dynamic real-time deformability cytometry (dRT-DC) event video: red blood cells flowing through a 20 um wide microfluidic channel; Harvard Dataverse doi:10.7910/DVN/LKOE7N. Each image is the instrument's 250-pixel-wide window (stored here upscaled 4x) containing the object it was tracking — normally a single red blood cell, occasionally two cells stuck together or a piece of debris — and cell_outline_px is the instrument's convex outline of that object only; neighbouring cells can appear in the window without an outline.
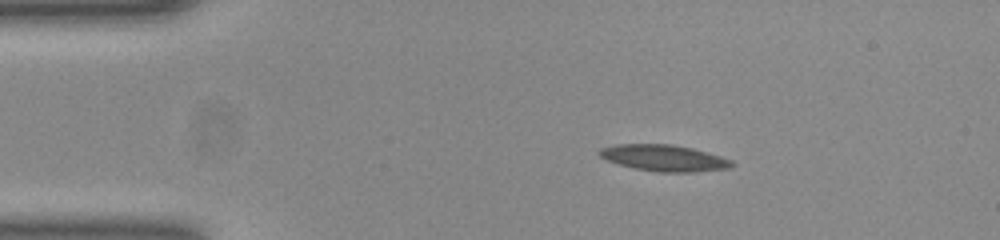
{"species": "common noctule bat (a hibernating species)", "species_latin": "Nyctalus noctula", "temperature_condition": "room temperature", "stored_images_in_passage": 45, "camera_frame_rate_fps": 3000, "um_per_image_px": 0.085, "animal": {"sex": "female", "body_mass_g": 23.0, "forearm_length_mm": 53.4}, "frame": {"image": 1, "passage_image": 2, "time_ms": 0.333, "image_size_px": [1000, 240], "cell_outline_px": [[736, 164], [728, 168], [692, 172], [656, 172], [636, 168], [620, 164], [608, 160], [600, 156], [600, 148], [616, 144], [672, 144], [692, 148], [720, 156], [732, 160]], "centroid_in_image_um": [56.47, 13.42], "position_along_channel_um": 28.5, "area_um2": 20.11}}
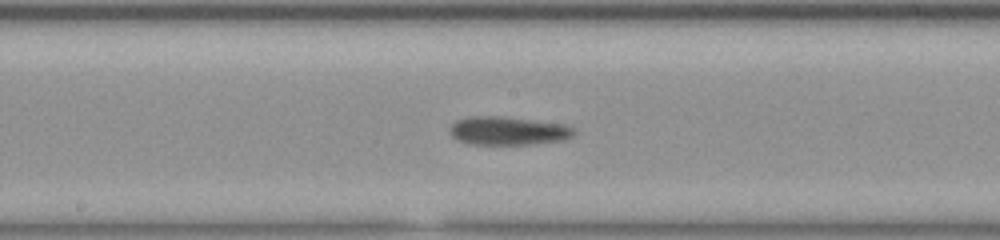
{"frame": {"image": 2, "passage_image": 20, "time_ms": 6.333, "image_size_px": [1000, 240], "cell_outline_px": [[576, 132], [572, 136], [564, 140], [532, 144], [472, 144], [456, 140], [452, 136], [452, 124], [456, 120], [468, 116], [504, 116], [564, 124], [572, 128]], "centroid_in_image_um": [43.19, 11.11], "position_along_channel_um": 205.0, "area_um2": 20.52}}
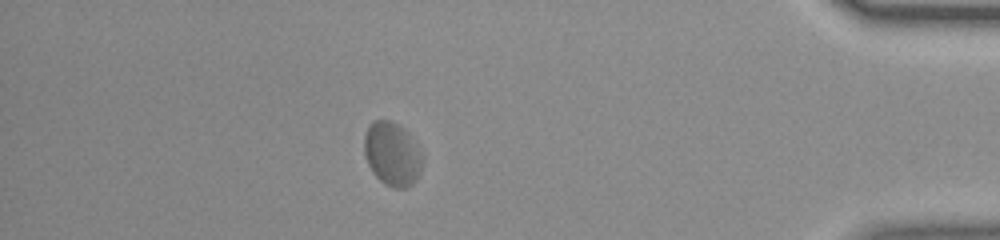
{"frame": {"image": 3, "passage_image": 39, "time_ms": 12.667, "image_size_px": [1000, 240], "cell_outline_px": [[420, 172], [416, 180], [412, 184], [404, 188], [396, 188], [384, 184], [372, 172], [368, 164], [364, 152], [364, 136], [372, 120], [388, 120], [396, 124], [404, 132], [420, 156]], "centroid_in_image_um": [33.25, 13.13], "position_along_channel_um": 402.0, "area_um2": 20.58}, "authors_computed_cell_mechanics": {"area_um2": 20.519, "velocity_mm_per_s": 3.839, "shape_relaxation_time_tau1_ms": 4.7704, "shape_relaxation_time_tau2_ms": 1.2441, "deformation_change_tau1": 0.0846, "deformation_change_tau2": 0.064}}